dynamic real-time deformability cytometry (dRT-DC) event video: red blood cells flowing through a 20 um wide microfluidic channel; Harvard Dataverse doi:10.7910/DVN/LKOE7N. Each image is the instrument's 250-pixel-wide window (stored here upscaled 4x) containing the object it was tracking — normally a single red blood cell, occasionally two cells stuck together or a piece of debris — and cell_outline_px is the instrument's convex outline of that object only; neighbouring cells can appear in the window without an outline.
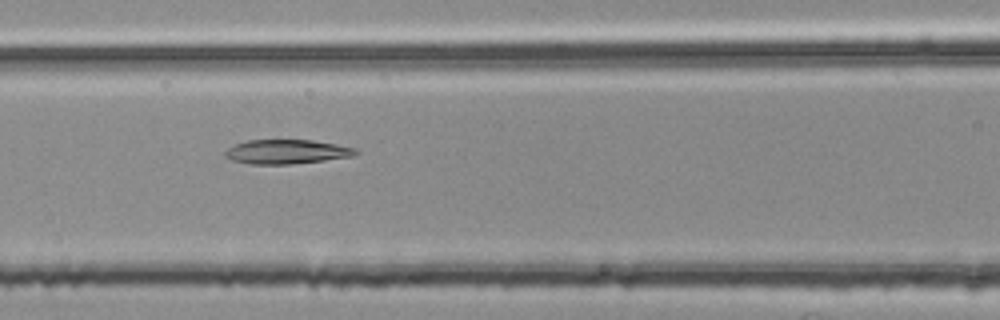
{"species": "common noctule bat (a hibernating species)", "species_latin": "Nyctalus noctula", "temperature_condition": "room temperature", "stored_images_in_passage": 55, "segment_of_instrument_passage": [1, 2], "camera_frame_rate_fps": 3000, "um_per_image_px": 0.085, "animal": {"sex": "female", "body_mass_g": 25.1}, "frame": {"image": 1, "passage_image": 23, "time_ms": 7.333, "image_size_px": [1000, 320], "cell_outline_px": [[360, 152], [352, 156], [324, 160], [292, 164], [248, 164], [232, 160], [224, 156], [224, 152], [228, 148], [236, 144], [248, 140], [312, 140], [336, 144], [356, 148]], "centroid_in_image_um": [24.36, 12.9], "position_along_channel_um": 142.2, "area_um2": 18.44}}
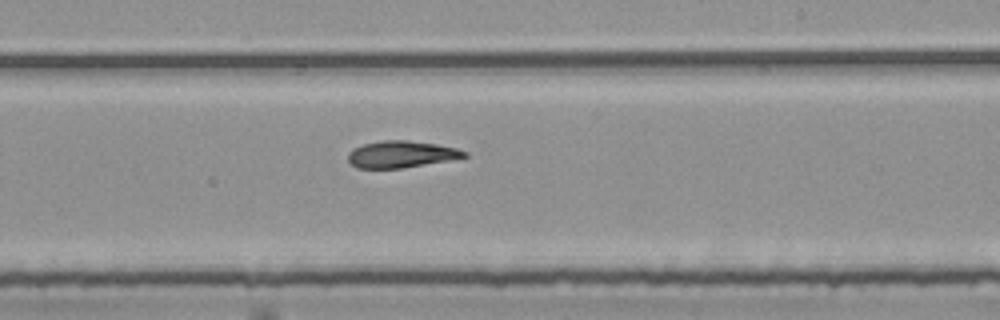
{"frame": {"image": 2, "passage_image": 32, "time_ms": 10.333, "image_size_px": [1000, 320], "cell_outline_px": [[468, 156], [448, 160], [400, 168], [356, 168], [348, 160], [348, 152], [352, 148], [364, 144], [384, 140], [408, 140], [436, 144], [456, 148], [468, 152]], "centroid_in_image_um": [34.08, 13.1], "position_along_channel_um": 254.9, "area_um2": 17.98}}
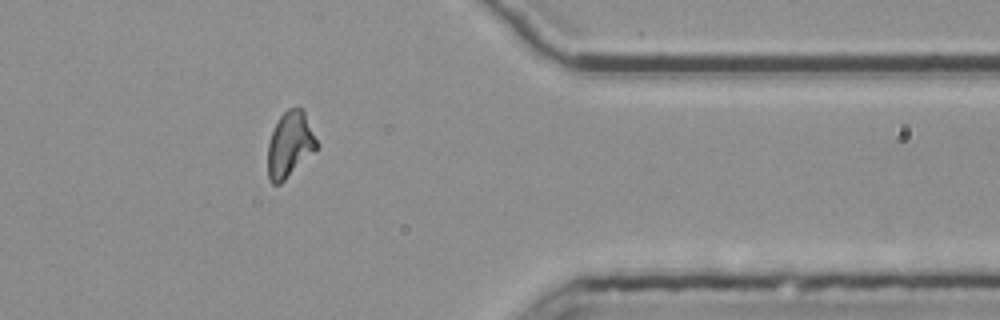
{"frame": {"image": 3, "passage_image": 44, "time_ms": 14.333, "image_size_px": [1000, 320], "cell_outline_px": [[320, 144], [280, 184], [272, 184], [268, 180], [268, 144], [272, 132], [280, 116], [288, 108], [300, 108], [304, 112]], "centroid_in_image_um": [24.63, 12.28], "position_along_channel_um": 386.8, "area_um2": 18.32}}